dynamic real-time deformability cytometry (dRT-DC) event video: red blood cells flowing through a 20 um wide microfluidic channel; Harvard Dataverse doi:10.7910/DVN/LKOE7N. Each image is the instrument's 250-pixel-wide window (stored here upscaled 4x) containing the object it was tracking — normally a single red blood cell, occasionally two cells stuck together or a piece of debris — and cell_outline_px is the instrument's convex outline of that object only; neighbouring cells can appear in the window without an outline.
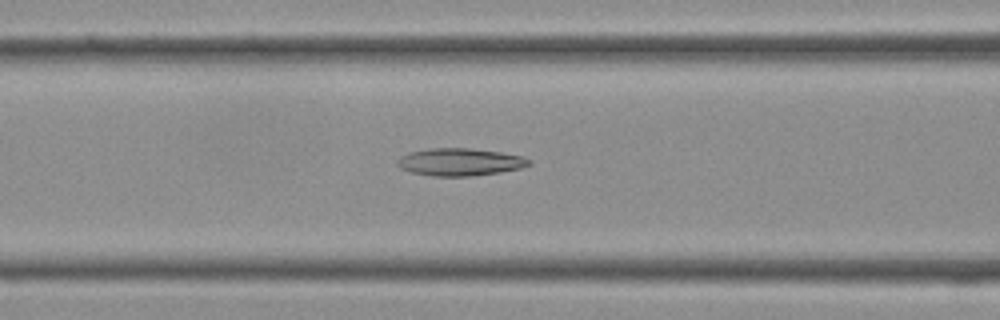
{"species": "Egyptian fruit bat (a non-hibernating species)", "species_latin": "Rousettus aegyptiacus", "temperature_condition": "cold", "stored_images_in_passage": 38, "camera_frame_rate_fps": 3000, "um_per_image_px": 0.085, "frame": {"image": 1, "passage_image": 15, "time_ms": 4.667, "image_size_px": [1000, 320], "cell_outline_px": [[532, 164], [520, 168], [500, 172], [472, 176], [432, 176], [412, 172], [400, 168], [396, 164], [396, 160], [400, 156], [408, 152], [428, 148], [468, 148], [500, 152], [524, 156], [532, 160]], "centroid_in_image_um": [39.08, 13.76], "position_along_channel_um": 127.5, "area_um2": 21.27}}
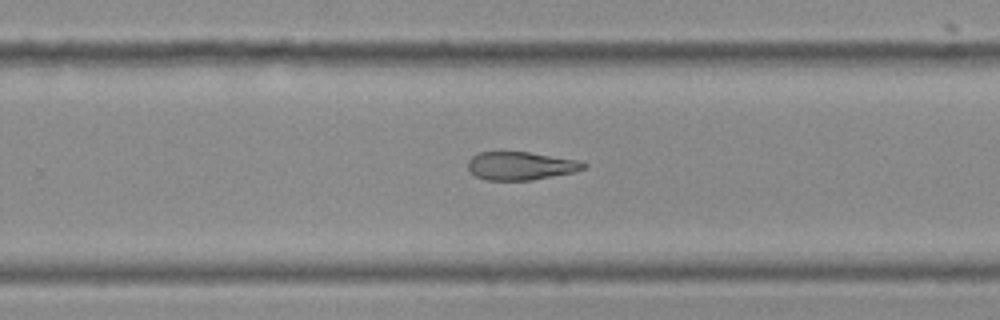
{"frame": {"image": 2, "passage_image": 24, "time_ms": 7.667, "image_size_px": [1000, 320], "cell_outline_px": [[588, 164], [584, 168], [572, 172], [532, 180], [488, 180], [476, 176], [468, 168], [468, 160], [472, 156], [480, 152], [528, 152], [576, 160]], "centroid_in_image_um": [44.23, 14.09], "position_along_channel_um": 285.6, "area_um2": 18.67}}
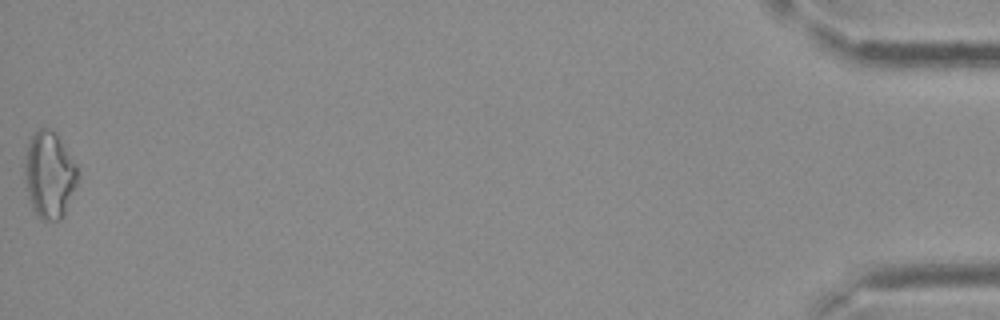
{"frame": {"image": 3, "passage_image": 38, "time_ms": 12.333, "image_size_px": [1000, 320], "cell_outline_px": [[76, 184], [64, 216], [60, 220], [44, 220], [36, 216], [32, 208], [28, 196], [24, 172], [24, 164], [28, 144], [32, 136], [40, 128], [48, 128], [56, 132], [76, 164]], "centroid_in_image_um": [4.18, 14.88], "position_along_channel_um": 431.0, "area_um2": 26.53}}